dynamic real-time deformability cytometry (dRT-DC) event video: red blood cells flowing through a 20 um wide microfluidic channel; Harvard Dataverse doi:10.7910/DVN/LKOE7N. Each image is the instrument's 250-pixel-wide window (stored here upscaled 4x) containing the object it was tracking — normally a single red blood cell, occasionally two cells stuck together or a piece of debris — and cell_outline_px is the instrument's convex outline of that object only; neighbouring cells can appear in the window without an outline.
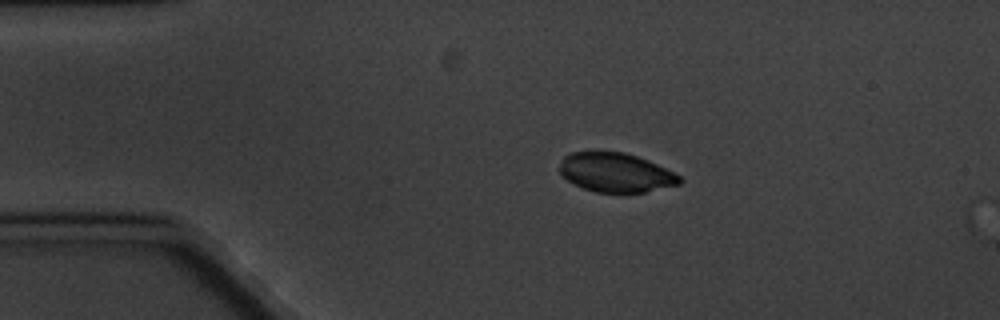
{"species": "common noctule bat (a hibernating species)", "species_latin": "Nyctalus noctula", "temperature_condition": "cold", "stored_images_in_passage": 3, "camera_frame_rate_fps": 3000, "um_per_image_px": 0.085, "animal": {"sex": "male", "body_mass_g": 20.1, "forearm_length_mm": 53.5}, "frame": {"image": 1, "passage_image": 2, "time_ms": 2.333, "image_size_px": [1000, 320], "cell_outline_px": [[684, 180], [680, 184], [644, 192], [596, 192], [584, 188], [568, 180], [560, 172], [560, 164], [564, 156], [572, 152], [624, 152], [648, 160], [680, 176]], "centroid_in_image_um": [52.35, 14.66], "position_along_channel_um": 32.6, "area_um2": 26.99}}